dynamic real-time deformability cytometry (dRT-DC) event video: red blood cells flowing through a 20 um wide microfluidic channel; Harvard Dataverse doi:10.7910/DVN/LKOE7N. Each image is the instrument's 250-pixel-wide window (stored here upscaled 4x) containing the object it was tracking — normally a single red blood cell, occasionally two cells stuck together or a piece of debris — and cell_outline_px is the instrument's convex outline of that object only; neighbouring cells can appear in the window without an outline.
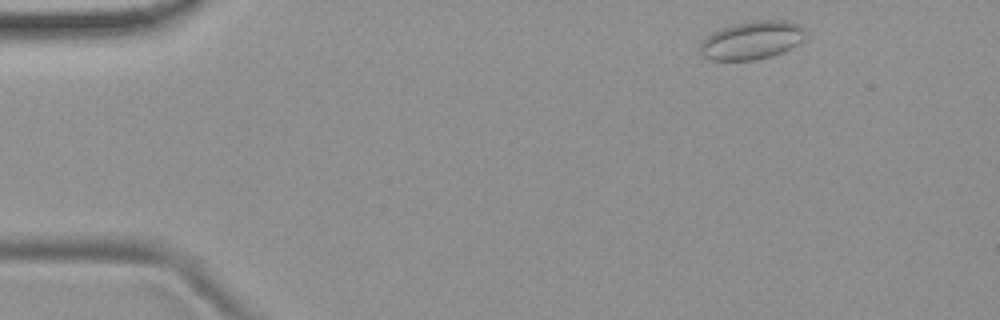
{"species": "common noctule bat (a hibernating species)", "species_latin": "Nyctalus noctula", "temperature_condition": "room temperature", "stored_images_in_passage": 50, "camera_frame_rate_fps": 3000, "um_per_image_px": 0.085, "animal": {"sex": "female", "body_mass_g": 19.9}, "frame": {"image": 1, "passage_image": 3, "time_ms": 0.667, "image_size_px": [1000, 320], "cell_outline_px": [[804, 40], [772, 56], [756, 60], [712, 60], [704, 56], [700, 52], [700, 40], [712, 32], [732, 24], [752, 20], [784, 20], [800, 24], [804, 28]], "centroid_in_image_um": [63.87, 3.41], "position_along_channel_um": 21.1, "area_um2": 23.52}}
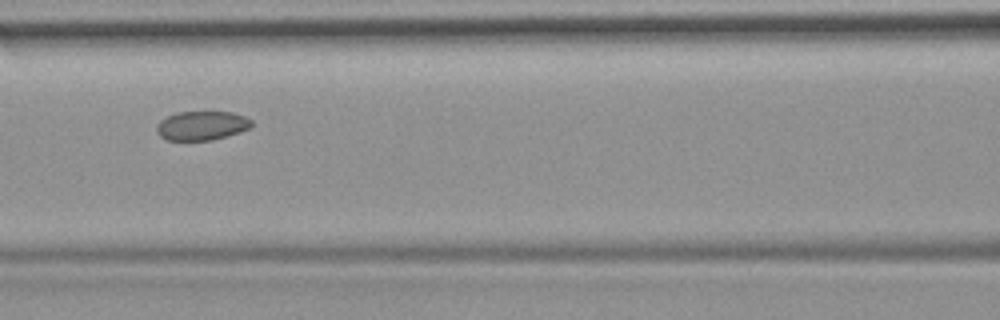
{"frame": {"image": 2, "passage_image": 20, "time_ms": 6.333, "image_size_px": [1000, 320], "cell_outline_px": [[252, 124], [248, 128], [212, 140], [168, 140], [160, 136], [156, 132], [156, 124], [160, 120], [176, 112], [232, 112], [244, 116], [252, 120]], "centroid_in_image_um": [17.09, 10.67], "position_along_channel_um": 149.5, "area_um2": 15.9}}
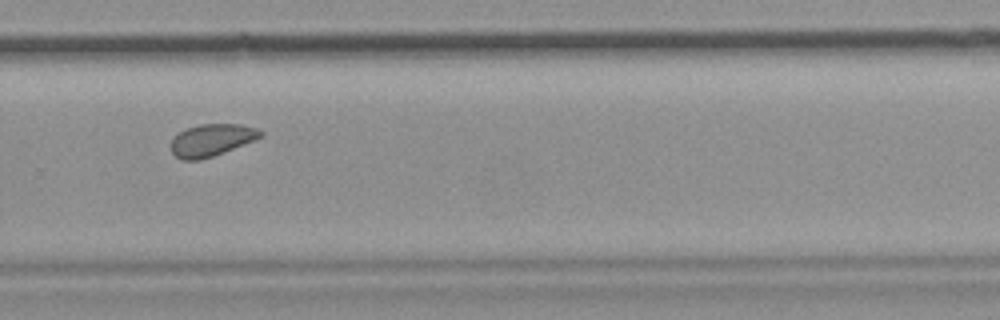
{"frame": {"image": 3, "passage_image": 33, "time_ms": 10.667, "image_size_px": [1000, 320], "cell_outline_px": [[264, 136], [256, 140], [224, 152], [200, 160], [184, 160], [176, 156], [172, 152], [172, 140], [184, 128], [200, 124], [240, 124], [256, 128], [264, 132]], "centroid_in_image_um": [18.03, 11.89], "position_along_channel_um": 311.8, "area_um2": 16.76}, "authors_computed_cell_mechanics": {"area_um2": 17.4556, "velocity_mm_per_s": 3.7609, "shape_relaxation_time_tau1_ms": null, "shape_relaxation_time_tau2_ms": 4.5302, "deformation_change_tau1": null, "deformation_change_tau2": 0.0849}}